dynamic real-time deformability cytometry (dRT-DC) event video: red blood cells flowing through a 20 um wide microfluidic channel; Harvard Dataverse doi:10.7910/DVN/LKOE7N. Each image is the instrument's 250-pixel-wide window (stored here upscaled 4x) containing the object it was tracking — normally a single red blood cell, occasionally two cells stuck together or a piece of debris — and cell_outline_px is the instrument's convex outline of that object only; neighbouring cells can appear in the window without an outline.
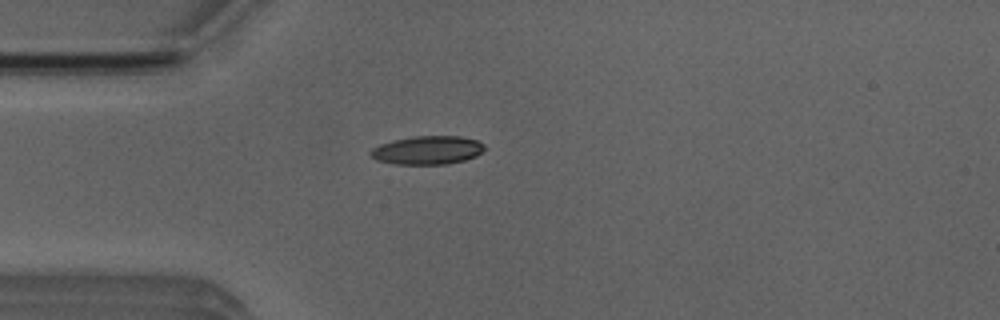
{"species": "Egyptian fruit bat (a non-hibernating species)", "species_latin": "Rousettus aegyptiacus", "temperature_condition": "room temperature", "stored_images_in_passage": 2, "camera_frame_rate_fps": 3000, "um_per_image_px": 0.085, "animal": {"sex": "male"}, "frame": {"image": 1, "passage_image": 2, "time_ms": 1.0, "image_size_px": [1000, 320], "cell_outline_px": [[484, 148], [476, 156], [464, 160], [448, 164], [392, 164], [376, 160], [368, 152], [372, 148], [380, 144], [392, 140], [412, 136], [460, 136], [476, 140], [484, 144]], "centroid_in_image_um": [36.29, 12.76], "position_along_channel_um": 48.7, "area_um2": 18.96}}